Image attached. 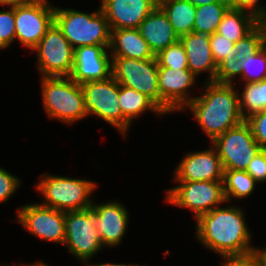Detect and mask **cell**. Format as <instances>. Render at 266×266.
I'll use <instances>...</instances> for the list:
<instances>
[{"label": "cell", "instance_id": "1", "mask_svg": "<svg viewBox=\"0 0 266 266\" xmlns=\"http://www.w3.org/2000/svg\"><path fill=\"white\" fill-rule=\"evenodd\" d=\"M229 204L199 216L195 220V238L204 248L221 257L251 256L253 235L247 225L245 210Z\"/></svg>", "mask_w": 266, "mask_h": 266}, {"label": "cell", "instance_id": "2", "mask_svg": "<svg viewBox=\"0 0 266 266\" xmlns=\"http://www.w3.org/2000/svg\"><path fill=\"white\" fill-rule=\"evenodd\" d=\"M203 83V93L197 95L182 111L190 109L198 126L212 142L245 120L240 112L239 91L234 84Z\"/></svg>", "mask_w": 266, "mask_h": 266}, {"label": "cell", "instance_id": "3", "mask_svg": "<svg viewBox=\"0 0 266 266\" xmlns=\"http://www.w3.org/2000/svg\"><path fill=\"white\" fill-rule=\"evenodd\" d=\"M41 98L47 117L65 125L88 117L84 108V92L81 84L69 76L41 77Z\"/></svg>", "mask_w": 266, "mask_h": 266}, {"label": "cell", "instance_id": "4", "mask_svg": "<svg viewBox=\"0 0 266 266\" xmlns=\"http://www.w3.org/2000/svg\"><path fill=\"white\" fill-rule=\"evenodd\" d=\"M35 184L43 199L40 204L59 211L85 210L92 206V193L98 189L95 181L85 178L43 173Z\"/></svg>", "mask_w": 266, "mask_h": 266}, {"label": "cell", "instance_id": "5", "mask_svg": "<svg viewBox=\"0 0 266 266\" xmlns=\"http://www.w3.org/2000/svg\"><path fill=\"white\" fill-rule=\"evenodd\" d=\"M54 23L73 49L81 46H110L111 30L101 7L85 13L72 8L55 6Z\"/></svg>", "mask_w": 266, "mask_h": 266}, {"label": "cell", "instance_id": "6", "mask_svg": "<svg viewBox=\"0 0 266 266\" xmlns=\"http://www.w3.org/2000/svg\"><path fill=\"white\" fill-rule=\"evenodd\" d=\"M84 92V108L88 116H97L126 138L132 124L123 116L119 105V84L111 76L106 80L81 84Z\"/></svg>", "mask_w": 266, "mask_h": 266}, {"label": "cell", "instance_id": "7", "mask_svg": "<svg viewBox=\"0 0 266 266\" xmlns=\"http://www.w3.org/2000/svg\"><path fill=\"white\" fill-rule=\"evenodd\" d=\"M178 183L165 191V200L170 205L192 211L195 220L215 207L228 205L223 181H174Z\"/></svg>", "mask_w": 266, "mask_h": 266}, {"label": "cell", "instance_id": "8", "mask_svg": "<svg viewBox=\"0 0 266 266\" xmlns=\"http://www.w3.org/2000/svg\"><path fill=\"white\" fill-rule=\"evenodd\" d=\"M97 214L90 207L65 212V246L81 263L91 260L104 249L96 228Z\"/></svg>", "mask_w": 266, "mask_h": 266}, {"label": "cell", "instance_id": "9", "mask_svg": "<svg viewBox=\"0 0 266 266\" xmlns=\"http://www.w3.org/2000/svg\"><path fill=\"white\" fill-rule=\"evenodd\" d=\"M32 51L37 56L36 64L41 77L71 75L74 49L55 23Z\"/></svg>", "mask_w": 266, "mask_h": 266}, {"label": "cell", "instance_id": "10", "mask_svg": "<svg viewBox=\"0 0 266 266\" xmlns=\"http://www.w3.org/2000/svg\"><path fill=\"white\" fill-rule=\"evenodd\" d=\"M112 77L118 84L145 94L160 108L156 58L138 60L112 57Z\"/></svg>", "mask_w": 266, "mask_h": 266}, {"label": "cell", "instance_id": "11", "mask_svg": "<svg viewBox=\"0 0 266 266\" xmlns=\"http://www.w3.org/2000/svg\"><path fill=\"white\" fill-rule=\"evenodd\" d=\"M212 144L224 170L246 171L252 158L261 150L246 121L216 137Z\"/></svg>", "mask_w": 266, "mask_h": 266}, {"label": "cell", "instance_id": "12", "mask_svg": "<svg viewBox=\"0 0 266 266\" xmlns=\"http://www.w3.org/2000/svg\"><path fill=\"white\" fill-rule=\"evenodd\" d=\"M15 221L36 238L43 241L64 244L65 212L42 205L30 203L17 208Z\"/></svg>", "mask_w": 266, "mask_h": 266}, {"label": "cell", "instance_id": "13", "mask_svg": "<svg viewBox=\"0 0 266 266\" xmlns=\"http://www.w3.org/2000/svg\"><path fill=\"white\" fill-rule=\"evenodd\" d=\"M54 14L55 6L49 0L15 6L16 42L32 51L54 23Z\"/></svg>", "mask_w": 266, "mask_h": 266}, {"label": "cell", "instance_id": "14", "mask_svg": "<svg viewBox=\"0 0 266 266\" xmlns=\"http://www.w3.org/2000/svg\"><path fill=\"white\" fill-rule=\"evenodd\" d=\"M197 78L189 69L158 68L160 109L166 115L181 113L196 97L191 88L196 87Z\"/></svg>", "mask_w": 266, "mask_h": 266}, {"label": "cell", "instance_id": "15", "mask_svg": "<svg viewBox=\"0 0 266 266\" xmlns=\"http://www.w3.org/2000/svg\"><path fill=\"white\" fill-rule=\"evenodd\" d=\"M209 146L186 153L175 166L173 181H223L221 158L215 147Z\"/></svg>", "mask_w": 266, "mask_h": 266}, {"label": "cell", "instance_id": "16", "mask_svg": "<svg viewBox=\"0 0 266 266\" xmlns=\"http://www.w3.org/2000/svg\"><path fill=\"white\" fill-rule=\"evenodd\" d=\"M103 45L74 49L73 68L69 76L78 84L106 80L112 76V56Z\"/></svg>", "mask_w": 266, "mask_h": 266}, {"label": "cell", "instance_id": "17", "mask_svg": "<svg viewBox=\"0 0 266 266\" xmlns=\"http://www.w3.org/2000/svg\"><path fill=\"white\" fill-rule=\"evenodd\" d=\"M91 208L97 214L96 228L104 248L119 246L127 233L130 220L129 212L119 201L97 203L93 201Z\"/></svg>", "mask_w": 266, "mask_h": 266}, {"label": "cell", "instance_id": "18", "mask_svg": "<svg viewBox=\"0 0 266 266\" xmlns=\"http://www.w3.org/2000/svg\"><path fill=\"white\" fill-rule=\"evenodd\" d=\"M101 10L110 30L138 29L140 23L158 6L154 0H101Z\"/></svg>", "mask_w": 266, "mask_h": 266}, {"label": "cell", "instance_id": "19", "mask_svg": "<svg viewBox=\"0 0 266 266\" xmlns=\"http://www.w3.org/2000/svg\"><path fill=\"white\" fill-rule=\"evenodd\" d=\"M187 59L188 69L197 77L207 74L205 82H215L217 65L211 54L210 36L201 33L190 32L180 37Z\"/></svg>", "mask_w": 266, "mask_h": 266}, {"label": "cell", "instance_id": "20", "mask_svg": "<svg viewBox=\"0 0 266 266\" xmlns=\"http://www.w3.org/2000/svg\"><path fill=\"white\" fill-rule=\"evenodd\" d=\"M138 29L154 55L180 40L167 15L159 6L140 23Z\"/></svg>", "mask_w": 266, "mask_h": 266}, {"label": "cell", "instance_id": "21", "mask_svg": "<svg viewBox=\"0 0 266 266\" xmlns=\"http://www.w3.org/2000/svg\"><path fill=\"white\" fill-rule=\"evenodd\" d=\"M109 53L112 57L145 60L155 58L139 29L111 30Z\"/></svg>", "mask_w": 266, "mask_h": 266}, {"label": "cell", "instance_id": "22", "mask_svg": "<svg viewBox=\"0 0 266 266\" xmlns=\"http://www.w3.org/2000/svg\"><path fill=\"white\" fill-rule=\"evenodd\" d=\"M259 25V20L252 14L230 7L224 14L216 33L236 43L251 33Z\"/></svg>", "mask_w": 266, "mask_h": 266}, {"label": "cell", "instance_id": "23", "mask_svg": "<svg viewBox=\"0 0 266 266\" xmlns=\"http://www.w3.org/2000/svg\"><path fill=\"white\" fill-rule=\"evenodd\" d=\"M119 105L123 116L133 125L135 119H138L145 112L151 111L160 118L166 115L149 97L119 84Z\"/></svg>", "mask_w": 266, "mask_h": 266}, {"label": "cell", "instance_id": "24", "mask_svg": "<svg viewBox=\"0 0 266 266\" xmlns=\"http://www.w3.org/2000/svg\"><path fill=\"white\" fill-rule=\"evenodd\" d=\"M158 6L167 15L179 38L193 32L196 7L192 3L187 0H163Z\"/></svg>", "mask_w": 266, "mask_h": 266}, {"label": "cell", "instance_id": "25", "mask_svg": "<svg viewBox=\"0 0 266 266\" xmlns=\"http://www.w3.org/2000/svg\"><path fill=\"white\" fill-rule=\"evenodd\" d=\"M230 7V2H213L196 7L193 32L209 36L216 33L218 25Z\"/></svg>", "mask_w": 266, "mask_h": 266}, {"label": "cell", "instance_id": "26", "mask_svg": "<svg viewBox=\"0 0 266 266\" xmlns=\"http://www.w3.org/2000/svg\"><path fill=\"white\" fill-rule=\"evenodd\" d=\"M258 184L246 171L224 170L223 187L227 203L245 199L254 193Z\"/></svg>", "mask_w": 266, "mask_h": 266}, {"label": "cell", "instance_id": "27", "mask_svg": "<svg viewBox=\"0 0 266 266\" xmlns=\"http://www.w3.org/2000/svg\"><path fill=\"white\" fill-rule=\"evenodd\" d=\"M242 89L239 90L240 112L244 120L252 114L266 110V79L255 82L239 84Z\"/></svg>", "mask_w": 266, "mask_h": 266}, {"label": "cell", "instance_id": "28", "mask_svg": "<svg viewBox=\"0 0 266 266\" xmlns=\"http://www.w3.org/2000/svg\"><path fill=\"white\" fill-rule=\"evenodd\" d=\"M241 79L239 84L255 83L266 79V46L242 61Z\"/></svg>", "mask_w": 266, "mask_h": 266}, {"label": "cell", "instance_id": "29", "mask_svg": "<svg viewBox=\"0 0 266 266\" xmlns=\"http://www.w3.org/2000/svg\"><path fill=\"white\" fill-rule=\"evenodd\" d=\"M158 68L188 69L185 48L180 40L155 55Z\"/></svg>", "mask_w": 266, "mask_h": 266}, {"label": "cell", "instance_id": "30", "mask_svg": "<svg viewBox=\"0 0 266 266\" xmlns=\"http://www.w3.org/2000/svg\"><path fill=\"white\" fill-rule=\"evenodd\" d=\"M264 45V31L258 25L251 33L235 43L236 58L243 61L245 57L255 54Z\"/></svg>", "mask_w": 266, "mask_h": 266}, {"label": "cell", "instance_id": "31", "mask_svg": "<svg viewBox=\"0 0 266 266\" xmlns=\"http://www.w3.org/2000/svg\"><path fill=\"white\" fill-rule=\"evenodd\" d=\"M242 61L237 60L236 55H232L230 59H224L218 66L215 75V82L220 84H234L241 79ZM236 80V81H235Z\"/></svg>", "mask_w": 266, "mask_h": 266}, {"label": "cell", "instance_id": "32", "mask_svg": "<svg viewBox=\"0 0 266 266\" xmlns=\"http://www.w3.org/2000/svg\"><path fill=\"white\" fill-rule=\"evenodd\" d=\"M15 33V7L0 10V50H5L13 44Z\"/></svg>", "mask_w": 266, "mask_h": 266}, {"label": "cell", "instance_id": "33", "mask_svg": "<svg viewBox=\"0 0 266 266\" xmlns=\"http://www.w3.org/2000/svg\"><path fill=\"white\" fill-rule=\"evenodd\" d=\"M210 46L212 57L217 66L224 59H230L232 55H236L235 43L221 34L210 35Z\"/></svg>", "mask_w": 266, "mask_h": 266}, {"label": "cell", "instance_id": "34", "mask_svg": "<svg viewBox=\"0 0 266 266\" xmlns=\"http://www.w3.org/2000/svg\"><path fill=\"white\" fill-rule=\"evenodd\" d=\"M21 179L0 166V204L6 203L21 187Z\"/></svg>", "mask_w": 266, "mask_h": 266}, {"label": "cell", "instance_id": "35", "mask_svg": "<svg viewBox=\"0 0 266 266\" xmlns=\"http://www.w3.org/2000/svg\"><path fill=\"white\" fill-rule=\"evenodd\" d=\"M245 121L261 150H266V110L252 114Z\"/></svg>", "mask_w": 266, "mask_h": 266}, {"label": "cell", "instance_id": "36", "mask_svg": "<svg viewBox=\"0 0 266 266\" xmlns=\"http://www.w3.org/2000/svg\"><path fill=\"white\" fill-rule=\"evenodd\" d=\"M246 172L257 182H266V150H260L249 163Z\"/></svg>", "mask_w": 266, "mask_h": 266}, {"label": "cell", "instance_id": "37", "mask_svg": "<svg viewBox=\"0 0 266 266\" xmlns=\"http://www.w3.org/2000/svg\"><path fill=\"white\" fill-rule=\"evenodd\" d=\"M231 7L246 11L258 20L266 17V5L260 0H229Z\"/></svg>", "mask_w": 266, "mask_h": 266}, {"label": "cell", "instance_id": "38", "mask_svg": "<svg viewBox=\"0 0 266 266\" xmlns=\"http://www.w3.org/2000/svg\"><path fill=\"white\" fill-rule=\"evenodd\" d=\"M220 266H255L252 256L222 257Z\"/></svg>", "mask_w": 266, "mask_h": 266}, {"label": "cell", "instance_id": "39", "mask_svg": "<svg viewBox=\"0 0 266 266\" xmlns=\"http://www.w3.org/2000/svg\"><path fill=\"white\" fill-rule=\"evenodd\" d=\"M252 258L255 266H266V246L265 247H253Z\"/></svg>", "mask_w": 266, "mask_h": 266}, {"label": "cell", "instance_id": "40", "mask_svg": "<svg viewBox=\"0 0 266 266\" xmlns=\"http://www.w3.org/2000/svg\"><path fill=\"white\" fill-rule=\"evenodd\" d=\"M34 0H0V5L3 7H15L33 2Z\"/></svg>", "mask_w": 266, "mask_h": 266}, {"label": "cell", "instance_id": "41", "mask_svg": "<svg viewBox=\"0 0 266 266\" xmlns=\"http://www.w3.org/2000/svg\"><path fill=\"white\" fill-rule=\"evenodd\" d=\"M89 262H91L90 260H87V261H84V262H82V264L84 265V266H143V265H138V264H132V263H130V264H125V263H108V262H101L100 264H93V263H90V265H89ZM86 264V265H85ZM82 265V266H83ZM145 266V265H144Z\"/></svg>", "mask_w": 266, "mask_h": 266}, {"label": "cell", "instance_id": "42", "mask_svg": "<svg viewBox=\"0 0 266 266\" xmlns=\"http://www.w3.org/2000/svg\"><path fill=\"white\" fill-rule=\"evenodd\" d=\"M192 3L195 7L207 5L213 2H230L229 0H187Z\"/></svg>", "mask_w": 266, "mask_h": 266}, {"label": "cell", "instance_id": "43", "mask_svg": "<svg viewBox=\"0 0 266 266\" xmlns=\"http://www.w3.org/2000/svg\"><path fill=\"white\" fill-rule=\"evenodd\" d=\"M259 25L263 28L264 31V44L266 46V17L259 20Z\"/></svg>", "mask_w": 266, "mask_h": 266}, {"label": "cell", "instance_id": "44", "mask_svg": "<svg viewBox=\"0 0 266 266\" xmlns=\"http://www.w3.org/2000/svg\"><path fill=\"white\" fill-rule=\"evenodd\" d=\"M28 265L29 266H50L48 264L43 263L42 261H37V262H34V263H30Z\"/></svg>", "mask_w": 266, "mask_h": 266}, {"label": "cell", "instance_id": "45", "mask_svg": "<svg viewBox=\"0 0 266 266\" xmlns=\"http://www.w3.org/2000/svg\"><path fill=\"white\" fill-rule=\"evenodd\" d=\"M15 265L17 266L18 264H15ZM15 265L12 264L11 266H15ZM0 266H10V265H7V264H6V265H3V264H0ZM24 266H29V265H28V263H27V264L24 265Z\"/></svg>", "mask_w": 266, "mask_h": 266}, {"label": "cell", "instance_id": "46", "mask_svg": "<svg viewBox=\"0 0 266 266\" xmlns=\"http://www.w3.org/2000/svg\"><path fill=\"white\" fill-rule=\"evenodd\" d=\"M155 2H157L158 4L160 3V2H162L163 0H154Z\"/></svg>", "mask_w": 266, "mask_h": 266}]
</instances>
